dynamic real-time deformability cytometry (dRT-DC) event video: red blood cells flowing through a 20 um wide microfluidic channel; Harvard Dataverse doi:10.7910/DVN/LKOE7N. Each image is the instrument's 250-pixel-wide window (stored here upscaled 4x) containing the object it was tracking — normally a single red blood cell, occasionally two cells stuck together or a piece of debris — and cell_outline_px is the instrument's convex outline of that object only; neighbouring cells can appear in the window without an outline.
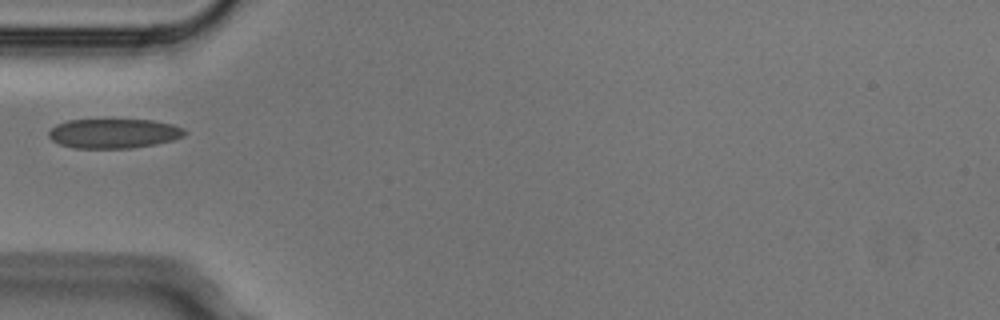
{"species": "Egyptian fruit bat (a non-hibernating species)", "species_latin": "Rousettus aegyptiacus", "temperature_condition": "cold", "stored_images_in_passage": 3, "camera_frame_rate_fps": 3000, "um_per_image_px": 0.085, "animal": {"sex": "male"}, "frame": {"image": 1, "passage_image": 3, "time_ms": 0.667, "image_size_px": [1000, 320], "cell_outline_px": [[188, 132], [184, 136], [172, 140], [156, 144], [132, 148], [72, 148], [60, 144], [52, 140], [48, 136], [48, 132], [56, 124], [68, 120], [152, 120], [172, 124], [184, 128]], "centroid_in_image_um": [9.68, 11.34], "position_along_channel_um": 75.3, "area_um2": 23.47}}